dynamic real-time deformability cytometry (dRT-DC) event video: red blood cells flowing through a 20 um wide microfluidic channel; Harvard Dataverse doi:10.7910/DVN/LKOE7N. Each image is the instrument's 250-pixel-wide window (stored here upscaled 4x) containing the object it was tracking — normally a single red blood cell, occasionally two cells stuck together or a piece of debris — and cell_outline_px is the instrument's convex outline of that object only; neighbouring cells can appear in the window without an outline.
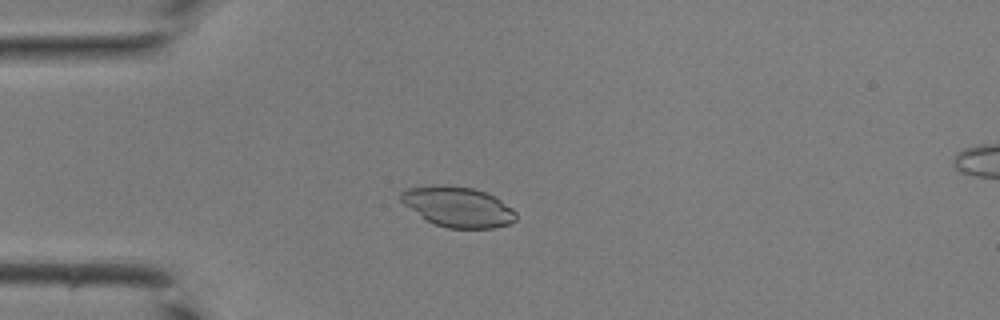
{"species": "common noctule bat (a hibernating species)", "species_latin": "Nyctalus noctula", "temperature_condition": "room temperature", "stored_images_in_passage": 42, "camera_frame_rate_fps": 3000, "um_per_image_px": 0.085, "animal": {"sex": "male", "body_mass_g": 19.0, "forearm_length_mm": 50.8}, "frame": {"image": 1, "passage_image": 12, "time_ms": 3.667, "image_size_px": [1000, 320], "cell_outline_px": [[516, 220], [508, 224], [492, 228], [448, 228], [436, 224], [428, 220], [404, 204], [400, 200], [400, 192], [408, 188], [432, 184], [444, 184], [472, 188], [484, 192], [500, 200], [512, 208], [516, 212]], "centroid_in_image_um": [38.91, 17.56], "position_along_channel_um": 46.1, "area_um2": 26.76}}
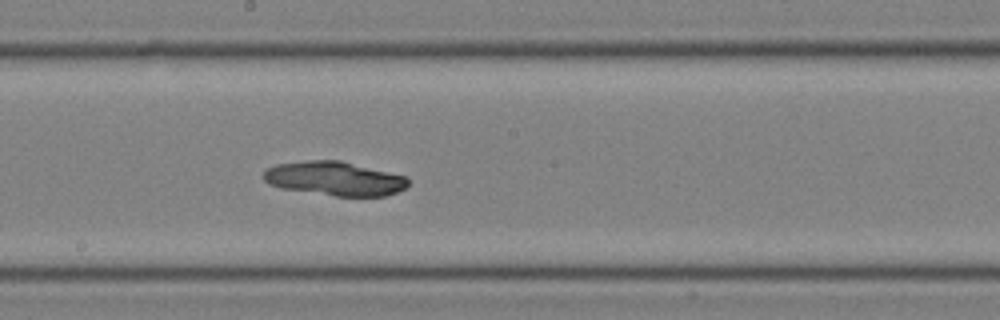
{"frame": {"image": 2, "passage_image": 24, "time_ms": 7.667, "image_size_px": [1000, 320], "cell_outline_px": [[408, 184], [404, 188], [396, 192], [384, 196], [336, 196], [280, 188], [268, 184], [264, 180], [264, 172], [268, 168], [276, 164], [308, 160], [340, 160], [408, 176]], "centroid_in_image_um": [28.45, 15.17], "position_along_channel_um": 219.8, "area_um2": 28.73}}
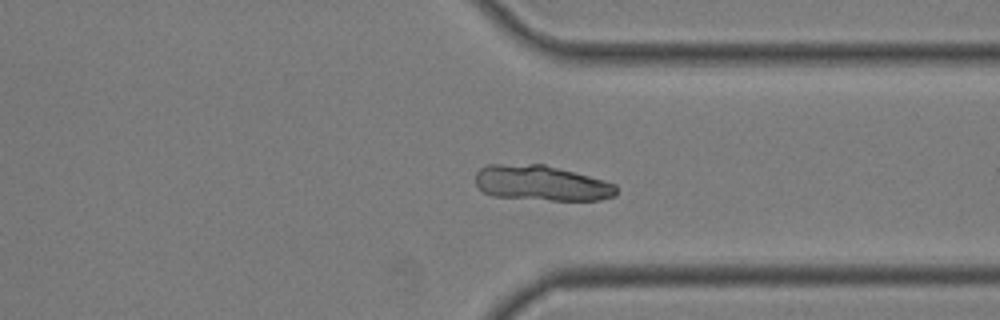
{"frame": {"image": 3, "passage_image": 33, "time_ms": 10.667, "image_size_px": [1000, 320], "cell_outline_px": [[616, 196], [600, 200], [552, 200], [492, 196], [484, 192], [476, 184], [476, 172], [480, 168], [488, 164], [544, 164], [604, 180], [616, 184]], "centroid_in_image_um": [46.02, 15.56], "position_along_channel_um": 365.4, "area_um2": 28.96}}